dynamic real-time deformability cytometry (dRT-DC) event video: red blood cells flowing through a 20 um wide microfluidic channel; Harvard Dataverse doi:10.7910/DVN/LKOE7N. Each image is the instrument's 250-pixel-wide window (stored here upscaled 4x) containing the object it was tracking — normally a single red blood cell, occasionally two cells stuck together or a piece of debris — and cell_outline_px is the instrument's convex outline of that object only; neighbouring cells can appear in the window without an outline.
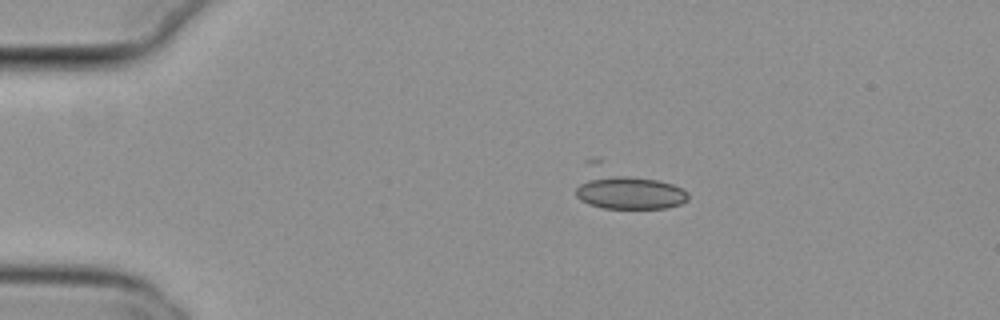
{"species": "common noctule bat (a hibernating species)", "species_latin": "Nyctalus noctula", "temperature_condition": "cold", "stored_images_in_passage": 46, "camera_frame_rate_fps": 3000, "um_per_image_px": 0.085, "animal": {"sex": "female", "body_mass_g": 29.2, "forearm_length_mm": 56.3}, "frame": {"image": 1, "passage_image": 2, "time_ms": 0.333, "image_size_px": [1000, 320], "cell_outline_px": [[688, 200], [680, 204], [668, 208], [604, 208], [588, 204], [580, 200], [576, 196], [576, 188], [580, 184], [596, 176], [624, 176], [656, 180], [672, 184], [688, 192]], "centroid_in_image_um": [53.54, 16.4], "position_along_channel_um": 31.5, "area_um2": 21.21}}
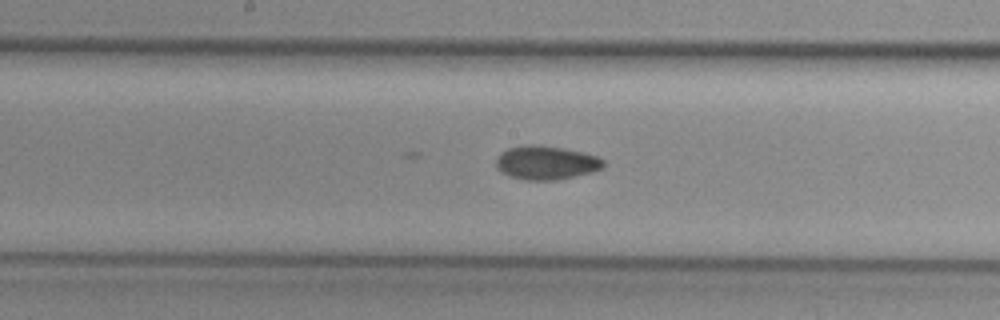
{"frame": {"image": 2, "passage_image": 20, "time_ms": 6.333, "image_size_px": [1000, 320], "cell_outline_px": [[604, 168], [592, 172], [556, 180], [524, 180], [500, 172], [496, 168], [496, 160], [500, 152], [508, 148], [528, 144], [540, 144], [564, 148], [584, 152], [596, 156], [604, 160]], "centroid_in_image_um": [46.42, 13.81], "position_along_channel_um": 201.8, "area_um2": 21.33}}
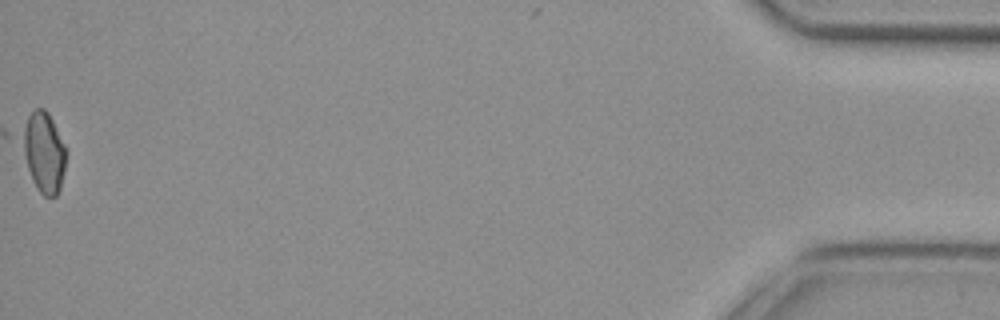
{"frame": {"image": 3, "passage_image": 46, "time_ms": 15.0, "image_size_px": [1000, 320], "cell_outline_px": [[68, 152], [60, 188], [56, 196], [44, 196], [36, 188], [32, 180], [16, 136], [16, 132], [28, 116], [36, 108], [44, 108], [48, 112]], "centroid_in_image_um": [3.65, 12.88], "position_along_channel_um": 431.6, "area_um2": 21.33}}